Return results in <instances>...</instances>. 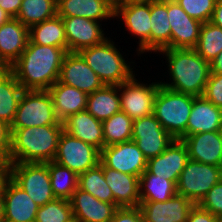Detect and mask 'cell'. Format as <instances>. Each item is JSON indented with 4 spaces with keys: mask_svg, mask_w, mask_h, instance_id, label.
Wrapping results in <instances>:
<instances>
[{
    "mask_svg": "<svg viewBox=\"0 0 222 222\" xmlns=\"http://www.w3.org/2000/svg\"><path fill=\"white\" fill-rule=\"evenodd\" d=\"M66 53L64 48L28 40L26 49L10 66V71L24 90H48L58 81Z\"/></svg>",
    "mask_w": 222,
    "mask_h": 222,
    "instance_id": "cell-1",
    "label": "cell"
},
{
    "mask_svg": "<svg viewBox=\"0 0 222 222\" xmlns=\"http://www.w3.org/2000/svg\"><path fill=\"white\" fill-rule=\"evenodd\" d=\"M167 58L169 75L172 83H161L171 90L202 96L211 68L210 62L204 60L194 49H162L158 51Z\"/></svg>",
    "mask_w": 222,
    "mask_h": 222,
    "instance_id": "cell-2",
    "label": "cell"
},
{
    "mask_svg": "<svg viewBox=\"0 0 222 222\" xmlns=\"http://www.w3.org/2000/svg\"><path fill=\"white\" fill-rule=\"evenodd\" d=\"M12 130L10 163H45L53 161L57 152L63 122Z\"/></svg>",
    "mask_w": 222,
    "mask_h": 222,
    "instance_id": "cell-3",
    "label": "cell"
},
{
    "mask_svg": "<svg viewBox=\"0 0 222 222\" xmlns=\"http://www.w3.org/2000/svg\"><path fill=\"white\" fill-rule=\"evenodd\" d=\"M195 96L160 85L154 100L153 115L177 140L186 137V127Z\"/></svg>",
    "mask_w": 222,
    "mask_h": 222,
    "instance_id": "cell-4",
    "label": "cell"
},
{
    "mask_svg": "<svg viewBox=\"0 0 222 222\" xmlns=\"http://www.w3.org/2000/svg\"><path fill=\"white\" fill-rule=\"evenodd\" d=\"M104 85H117L128 81L134 74L120 51L110 39L78 52Z\"/></svg>",
    "mask_w": 222,
    "mask_h": 222,
    "instance_id": "cell-5",
    "label": "cell"
},
{
    "mask_svg": "<svg viewBox=\"0 0 222 222\" xmlns=\"http://www.w3.org/2000/svg\"><path fill=\"white\" fill-rule=\"evenodd\" d=\"M53 101L48 90H24L11 129L57 125Z\"/></svg>",
    "mask_w": 222,
    "mask_h": 222,
    "instance_id": "cell-6",
    "label": "cell"
},
{
    "mask_svg": "<svg viewBox=\"0 0 222 222\" xmlns=\"http://www.w3.org/2000/svg\"><path fill=\"white\" fill-rule=\"evenodd\" d=\"M10 179L40 207L53 201L48 162L10 163Z\"/></svg>",
    "mask_w": 222,
    "mask_h": 222,
    "instance_id": "cell-7",
    "label": "cell"
},
{
    "mask_svg": "<svg viewBox=\"0 0 222 222\" xmlns=\"http://www.w3.org/2000/svg\"><path fill=\"white\" fill-rule=\"evenodd\" d=\"M221 179L222 167L189 159L179 176L176 191L197 205Z\"/></svg>",
    "mask_w": 222,
    "mask_h": 222,
    "instance_id": "cell-8",
    "label": "cell"
},
{
    "mask_svg": "<svg viewBox=\"0 0 222 222\" xmlns=\"http://www.w3.org/2000/svg\"><path fill=\"white\" fill-rule=\"evenodd\" d=\"M53 161L79 175L99 164L100 151L63 130Z\"/></svg>",
    "mask_w": 222,
    "mask_h": 222,
    "instance_id": "cell-9",
    "label": "cell"
},
{
    "mask_svg": "<svg viewBox=\"0 0 222 222\" xmlns=\"http://www.w3.org/2000/svg\"><path fill=\"white\" fill-rule=\"evenodd\" d=\"M159 86V82L141 84L133 75L128 81L119 85L121 111L133 121L153 114L154 100Z\"/></svg>",
    "mask_w": 222,
    "mask_h": 222,
    "instance_id": "cell-10",
    "label": "cell"
},
{
    "mask_svg": "<svg viewBox=\"0 0 222 222\" xmlns=\"http://www.w3.org/2000/svg\"><path fill=\"white\" fill-rule=\"evenodd\" d=\"M132 140L149 160L163 153L175 139L151 114L133 121Z\"/></svg>",
    "mask_w": 222,
    "mask_h": 222,
    "instance_id": "cell-11",
    "label": "cell"
},
{
    "mask_svg": "<svg viewBox=\"0 0 222 222\" xmlns=\"http://www.w3.org/2000/svg\"><path fill=\"white\" fill-rule=\"evenodd\" d=\"M100 161L106 167L138 177L147 168V159L133 140L103 147Z\"/></svg>",
    "mask_w": 222,
    "mask_h": 222,
    "instance_id": "cell-12",
    "label": "cell"
},
{
    "mask_svg": "<svg viewBox=\"0 0 222 222\" xmlns=\"http://www.w3.org/2000/svg\"><path fill=\"white\" fill-rule=\"evenodd\" d=\"M58 82L75 87L86 94H91L104 86V83L78 52L66 53Z\"/></svg>",
    "mask_w": 222,
    "mask_h": 222,
    "instance_id": "cell-13",
    "label": "cell"
},
{
    "mask_svg": "<svg viewBox=\"0 0 222 222\" xmlns=\"http://www.w3.org/2000/svg\"><path fill=\"white\" fill-rule=\"evenodd\" d=\"M168 20L171 26V48L194 49L203 23L190 17L176 0H168Z\"/></svg>",
    "mask_w": 222,
    "mask_h": 222,
    "instance_id": "cell-14",
    "label": "cell"
},
{
    "mask_svg": "<svg viewBox=\"0 0 222 222\" xmlns=\"http://www.w3.org/2000/svg\"><path fill=\"white\" fill-rule=\"evenodd\" d=\"M194 203L176 194L166 201H140L144 222H186Z\"/></svg>",
    "mask_w": 222,
    "mask_h": 222,
    "instance_id": "cell-15",
    "label": "cell"
},
{
    "mask_svg": "<svg viewBox=\"0 0 222 222\" xmlns=\"http://www.w3.org/2000/svg\"><path fill=\"white\" fill-rule=\"evenodd\" d=\"M62 21L67 38V52H79L107 39L100 28V22L75 16L62 17Z\"/></svg>",
    "mask_w": 222,
    "mask_h": 222,
    "instance_id": "cell-16",
    "label": "cell"
},
{
    "mask_svg": "<svg viewBox=\"0 0 222 222\" xmlns=\"http://www.w3.org/2000/svg\"><path fill=\"white\" fill-rule=\"evenodd\" d=\"M188 160L186 145L182 140L175 139L163 153L147 160L146 170L153 175L170 180L176 185Z\"/></svg>",
    "mask_w": 222,
    "mask_h": 222,
    "instance_id": "cell-17",
    "label": "cell"
},
{
    "mask_svg": "<svg viewBox=\"0 0 222 222\" xmlns=\"http://www.w3.org/2000/svg\"><path fill=\"white\" fill-rule=\"evenodd\" d=\"M151 3L123 4L115 9L114 17H122L126 29L139 37L138 53L150 51Z\"/></svg>",
    "mask_w": 222,
    "mask_h": 222,
    "instance_id": "cell-18",
    "label": "cell"
},
{
    "mask_svg": "<svg viewBox=\"0 0 222 222\" xmlns=\"http://www.w3.org/2000/svg\"><path fill=\"white\" fill-rule=\"evenodd\" d=\"M189 159L222 167V131H209L186 136L182 139Z\"/></svg>",
    "mask_w": 222,
    "mask_h": 222,
    "instance_id": "cell-19",
    "label": "cell"
},
{
    "mask_svg": "<svg viewBox=\"0 0 222 222\" xmlns=\"http://www.w3.org/2000/svg\"><path fill=\"white\" fill-rule=\"evenodd\" d=\"M4 222H35L38 205L10 178L3 188Z\"/></svg>",
    "mask_w": 222,
    "mask_h": 222,
    "instance_id": "cell-20",
    "label": "cell"
},
{
    "mask_svg": "<svg viewBox=\"0 0 222 222\" xmlns=\"http://www.w3.org/2000/svg\"><path fill=\"white\" fill-rule=\"evenodd\" d=\"M73 216L78 222H110L115 211V204L100 201L88 192L77 188L70 198Z\"/></svg>",
    "mask_w": 222,
    "mask_h": 222,
    "instance_id": "cell-21",
    "label": "cell"
},
{
    "mask_svg": "<svg viewBox=\"0 0 222 222\" xmlns=\"http://www.w3.org/2000/svg\"><path fill=\"white\" fill-rule=\"evenodd\" d=\"M103 175L119 207H139V177L116 171L103 164Z\"/></svg>",
    "mask_w": 222,
    "mask_h": 222,
    "instance_id": "cell-22",
    "label": "cell"
},
{
    "mask_svg": "<svg viewBox=\"0 0 222 222\" xmlns=\"http://www.w3.org/2000/svg\"><path fill=\"white\" fill-rule=\"evenodd\" d=\"M209 131H222V108L203 96H196L187 122L186 136Z\"/></svg>",
    "mask_w": 222,
    "mask_h": 222,
    "instance_id": "cell-23",
    "label": "cell"
},
{
    "mask_svg": "<svg viewBox=\"0 0 222 222\" xmlns=\"http://www.w3.org/2000/svg\"><path fill=\"white\" fill-rule=\"evenodd\" d=\"M28 40L29 28L16 18L0 26V57L9 67L26 49Z\"/></svg>",
    "mask_w": 222,
    "mask_h": 222,
    "instance_id": "cell-24",
    "label": "cell"
},
{
    "mask_svg": "<svg viewBox=\"0 0 222 222\" xmlns=\"http://www.w3.org/2000/svg\"><path fill=\"white\" fill-rule=\"evenodd\" d=\"M63 129L73 137L94 146L99 151L104 147L102 122L87 110L70 115L63 121Z\"/></svg>",
    "mask_w": 222,
    "mask_h": 222,
    "instance_id": "cell-25",
    "label": "cell"
},
{
    "mask_svg": "<svg viewBox=\"0 0 222 222\" xmlns=\"http://www.w3.org/2000/svg\"><path fill=\"white\" fill-rule=\"evenodd\" d=\"M55 115L63 122L70 115L86 110L88 94L79 89L56 81L49 89Z\"/></svg>",
    "mask_w": 222,
    "mask_h": 222,
    "instance_id": "cell-26",
    "label": "cell"
},
{
    "mask_svg": "<svg viewBox=\"0 0 222 222\" xmlns=\"http://www.w3.org/2000/svg\"><path fill=\"white\" fill-rule=\"evenodd\" d=\"M114 13L115 9L104 0H57L60 17H85L102 22V19L114 18Z\"/></svg>",
    "mask_w": 222,
    "mask_h": 222,
    "instance_id": "cell-27",
    "label": "cell"
},
{
    "mask_svg": "<svg viewBox=\"0 0 222 222\" xmlns=\"http://www.w3.org/2000/svg\"><path fill=\"white\" fill-rule=\"evenodd\" d=\"M150 51L171 49V26L168 20V0L151 3Z\"/></svg>",
    "mask_w": 222,
    "mask_h": 222,
    "instance_id": "cell-28",
    "label": "cell"
},
{
    "mask_svg": "<svg viewBox=\"0 0 222 222\" xmlns=\"http://www.w3.org/2000/svg\"><path fill=\"white\" fill-rule=\"evenodd\" d=\"M119 86L104 85L88 94L86 110L97 120L103 122L121 111Z\"/></svg>",
    "mask_w": 222,
    "mask_h": 222,
    "instance_id": "cell-29",
    "label": "cell"
},
{
    "mask_svg": "<svg viewBox=\"0 0 222 222\" xmlns=\"http://www.w3.org/2000/svg\"><path fill=\"white\" fill-rule=\"evenodd\" d=\"M29 40L38 45L56 46L67 51V38L62 17H55L29 28Z\"/></svg>",
    "mask_w": 222,
    "mask_h": 222,
    "instance_id": "cell-30",
    "label": "cell"
},
{
    "mask_svg": "<svg viewBox=\"0 0 222 222\" xmlns=\"http://www.w3.org/2000/svg\"><path fill=\"white\" fill-rule=\"evenodd\" d=\"M23 91L11 71L0 77V120L11 125Z\"/></svg>",
    "mask_w": 222,
    "mask_h": 222,
    "instance_id": "cell-31",
    "label": "cell"
},
{
    "mask_svg": "<svg viewBox=\"0 0 222 222\" xmlns=\"http://www.w3.org/2000/svg\"><path fill=\"white\" fill-rule=\"evenodd\" d=\"M140 201H166L177 194L176 185L145 170L139 177Z\"/></svg>",
    "mask_w": 222,
    "mask_h": 222,
    "instance_id": "cell-32",
    "label": "cell"
},
{
    "mask_svg": "<svg viewBox=\"0 0 222 222\" xmlns=\"http://www.w3.org/2000/svg\"><path fill=\"white\" fill-rule=\"evenodd\" d=\"M56 15L57 0H22L16 19L30 28Z\"/></svg>",
    "mask_w": 222,
    "mask_h": 222,
    "instance_id": "cell-33",
    "label": "cell"
},
{
    "mask_svg": "<svg viewBox=\"0 0 222 222\" xmlns=\"http://www.w3.org/2000/svg\"><path fill=\"white\" fill-rule=\"evenodd\" d=\"M78 188L90 193L100 201L114 204V196L103 175V163L78 175Z\"/></svg>",
    "mask_w": 222,
    "mask_h": 222,
    "instance_id": "cell-34",
    "label": "cell"
},
{
    "mask_svg": "<svg viewBox=\"0 0 222 222\" xmlns=\"http://www.w3.org/2000/svg\"><path fill=\"white\" fill-rule=\"evenodd\" d=\"M48 170L55 198L70 200L78 188V175L55 161L48 162Z\"/></svg>",
    "mask_w": 222,
    "mask_h": 222,
    "instance_id": "cell-35",
    "label": "cell"
},
{
    "mask_svg": "<svg viewBox=\"0 0 222 222\" xmlns=\"http://www.w3.org/2000/svg\"><path fill=\"white\" fill-rule=\"evenodd\" d=\"M104 147L132 140L133 120L119 111L102 122Z\"/></svg>",
    "mask_w": 222,
    "mask_h": 222,
    "instance_id": "cell-36",
    "label": "cell"
},
{
    "mask_svg": "<svg viewBox=\"0 0 222 222\" xmlns=\"http://www.w3.org/2000/svg\"><path fill=\"white\" fill-rule=\"evenodd\" d=\"M194 50L208 62L215 59L222 51V28L210 21L203 23Z\"/></svg>",
    "mask_w": 222,
    "mask_h": 222,
    "instance_id": "cell-37",
    "label": "cell"
},
{
    "mask_svg": "<svg viewBox=\"0 0 222 222\" xmlns=\"http://www.w3.org/2000/svg\"><path fill=\"white\" fill-rule=\"evenodd\" d=\"M72 217L70 201L56 198L38 207L35 222H66Z\"/></svg>",
    "mask_w": 222,
    "mask_h": 222,
    "instance_id": "cell-38",
    "label": "cell"
},
{
    "mask_svg": "<svg viewBox=\"0 0 222 222\" xmlns=\"http://www.w3.org/2000/svg\"><path fill=\"white\" fill-rule=\"evenodd\" d=\"M193 19L206 23L211 20L217 0H176Z\"/></svg>",
    "mask_w": 222,
    "mask_h": 222,
    "instance_id": "cell-39",
    "label": "cell"
},
{
    "mask_svg": "<svg viewBox=\"0 0 222 222\" xmlns=\"http://www.w3.org/2000/svg\"><path fill=\"white\" fill-rule=\"evenodd\" d=\"M197 205L216 217L222 216V179L208 191Z\"/></svg>",
    "mask_w": 222,
    "mask_h": 222,
    "instance_id": "cell-40",
    "label": "cell"
},
{
    "mask_svg": "<svg viewBox=\"0 0 222 222\" xmlns=\"http://www.w3.org/2000/svg\"><path fill=\"white\" fill-rule=\"evenodd\" d=\"M202 96L222 108V74L210 73Z\"/></svg>",
    "mask_w": 222,
    "mask_h": 222,
    "instance_id": "cell-41",
    "label": "cell"
},
{
    "mask_svg": "<svg viewBox=\"0 0 222 222\" xmlns=\"http://www.w3.org/2000/svg\"><path fill=\"white\" fill-rule=\"evenodd\" d=\"M12 149V130L10 125L0 120V159L10 161Z\"/></svg>",
    "mask_w": 222,
    "mask_h": 222,
    "instance_id": "cell-42",
    "label": "cell"
},
{
    "mask_svg": "<svg viewBox=\"0 0 222 222\" xmlns=\"http://www.w3.org/2000/svg\"><path fill=\"white\" fill-rule=\"evenodd\" d=\"M110 222H144L139 207L118 208Z\"/></svg>",
    "mask_w": 222,
    "mask_h": 222,
    "instance_id": "cell-43",
    "label": "cell"
},
{
    "mask_svg": "<svg viewBox=\"0 0 222 222\" xmlns=\"http://www.w3.org/2000/svg\"><path fill=\"white\" fill-rule=\"evenodd\" d=\"M186 222H217V217L211 212L200 208L198 205L190 210Z\"/></svg>",
    "mask_w": 222,
    "mask_h": 222,
    "instance_id": "cell-44",
    "label": "cell"
},
{
    "mask_svg": "<svg viewBox=\"0 0 222 222\" xmlns=\"http://www.w3.org/2000/svg\"><path fill=\"white\" fill-rule=\"evenodd\" d=\"M22 0H0V7L9 14L12 18H16Z\"/></svg>",
    "mask_w": 222,
    "mask_h": 222,
    "instance_id": "cell-45",
    "label": "cell"
},
{
    "mask_svg": "<svg viewBox=\"0 0 222 222\" xmlns=\"http://www.w3.org/2000/svg\"><path fill=\"white\" fill-rule=\"evenodd\" d=\"M10 178V161L0 159V190H3L6 181Z\"/></svg>",
    "mask_w": 222,
    "mask_h": 222,
    "instance_id": "cell-46",
    "label": "cell"
},
{
    "mask_svg": "<svg viewBox=\"0 0 222 222\" xmlns=\"http://www.w3.org/2000/svg\"><path fill=\"white\" fill-rule=\"evenodd\" d=\"M210 22L222 28V0H217Z\"/></svg>",
    "mask_w": 222,
    "mask_h": 222,
    "instance_id": "cell-47",
    "label": "cell"
},
{
    "mask_svg": "<svg viewBox=\"0 0 222 222\" xmlns=\"http://www.w3.org/2000/svg\"><path fill=\"white\" fill-rule=\"evenodd\" d=\"M211 73L222 74V51L210 62Z\"/></svg>",
    "mask_w": 222,
    "mask_h": 222,
    "instance_id": "cell-48",
    "label": "cell"
},
{
    "mask_svg": "<svg viewBox=\"0 0 222 222\" xmlns=\"http://www.w3.org/2000/svg\"><path fill=\"white\" fill-rule=\"evenodd\" d=\"M5 210H4V195L3 190H0V222H4Z\"/></svg>",
    "mask_w": 222,
    "mask_h": 222,
    "instance_id": "cell-49",
    "label": "cell"
},
{
    "mask_svg": "<svg viewBox=\"0 0 222 222\" xmlns=\"http://www.w3.org/2000/svg\"><path fill=\"white\" fill-rule=\"evenodd\" d=\"M8 71H10V67L7 63L0 57V77L5 75Z\"/></svg>",
    "mask_w": 222,
    "mask_h": 222,
    "instance_id": "cell-50",
    "label": "cell"
},
{
    "mask_svg": "<svg viewBox=\"0 0 222 222\" xmlns=\"http://www.w3.org/2000/svg\"><path fill=\"white\" fill-rule=\"evenodd\" d=\"M12 17L0 7V26L8 22Z\"/></svg>",
    "mask_w": 222,
    "mask_h": 222,
    "instance_id": "cell-51",
    "label": "cell"
},
{
    "mask_svg": "<svg viewBox=\"0 0 222 222\" xmlns=\"http://www.w3.org/2000/svg\"><path fill=\"white\" fill-rule=\"evenodd\" d=\"M157 0H124V4H150Z\"/></svg>",
    "mask_w": 222,
    "mask_h": 222,
    "instance_id": "cell-52",
    "label": "cell"
},
{
    "mask_svg": "<svg viewBox=\"0 0 222 222\" xmlns=\"http://www.w3.org/2000/svg\"><path fill=\"white\" fill-rule=\"evenodd\" d=\"M104 1H106L114 9L124 4V0H104Z\"/></svg>",
    "mask_w": 222,
    "mask_h": 222,
    "instance_id": "cell-53",
    "label": "cell"
},
{
    "mask_svg": "<svg viewBox=\"0 0 222 222\" xmlns=\"http://www.w3.org/2000/svg\"><path fill=\"white\" fill-rule=\"evenodd\" d=\"M66 222H78V220L73 216L70 220H68Z\"/></svg>",
    "mask_w": 222,
    "mask_h": 222,
    "instance_id": "cell-54",
    "label": "cell"
},
{
    "mask_svg": "<svg viewBox=\"0 0 222 222\" xmlns=\"http://www.w3.org/2000/svg\"><path fill=\"white\" fill-rule=\"evenodd\" d=\"M217 222H222V216L217 217Z\"/></svg>",
    "mask_w": 222,
    "mask_h": 222,
    "instance_id": "cell-55",
    "label": "cell"
}]
</instances>
